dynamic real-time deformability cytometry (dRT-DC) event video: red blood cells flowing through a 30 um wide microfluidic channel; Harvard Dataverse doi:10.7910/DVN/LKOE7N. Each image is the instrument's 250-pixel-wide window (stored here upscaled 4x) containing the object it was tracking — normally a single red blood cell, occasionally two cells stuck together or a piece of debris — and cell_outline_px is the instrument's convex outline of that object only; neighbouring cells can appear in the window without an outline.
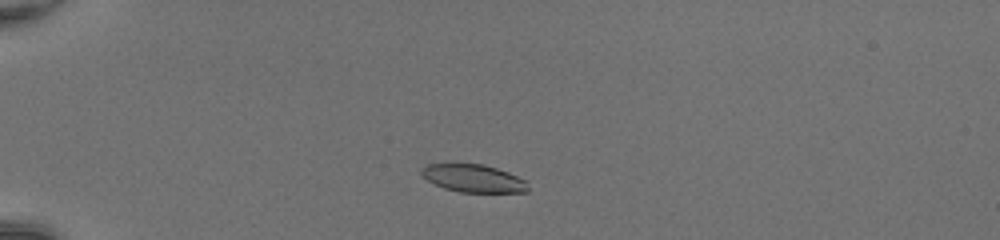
{"species": "common noctule bat (a hibernating species)", "species_latin": "Nyctalus noctula", "temperature_condition": "room temperature", "stored_images_in_passage": 43, "camera_frame_rate_fps": 3000, "um_per_image_px": 0.085, "animal": {"sex": "female", "body_mass_g": 20.0, "forearm_length_mm": 54.0}, "frame": {"image": 1, "passage_image": 7, "time_ms": 2.0, "image_size_px": [1000, 240], "cell_outline_px": [[528, 192], [460, 192], [444, 188], [428, 180], [420, 172], [420, 168], [424, 164], [444, 160], [484, 164], [508, 172], [528, 180]], "centroid_in_image_um": [40.17, 15.09], "position_along_channel_um": 44.8, "area_um2": 18.15}}
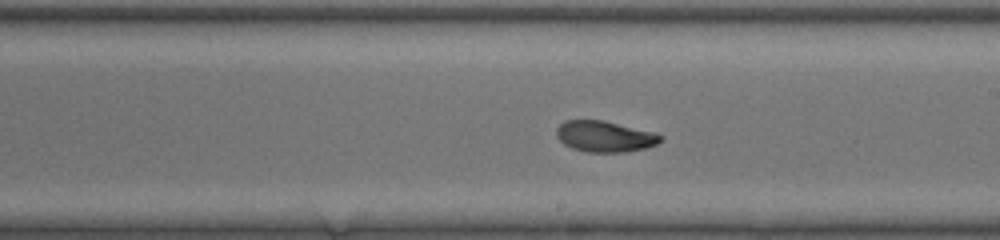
{"frame": {"image": 2, "passage_image": 24, "time_ms": 7.667, "image_size_px": [1000, 240], "cell_outline_px": [[664, 140], [656, 144], [644, 148], [624, 152], [588, 152], [572, 148], [564, 144], [556, 136], [556, 128], [564, 120], [604, 120], [652, 132], [664, 136]], "centroid_in_image_um": [51.39, 11.59], "position_along_channel_um": 237.6, "area_um2": 18.79}}
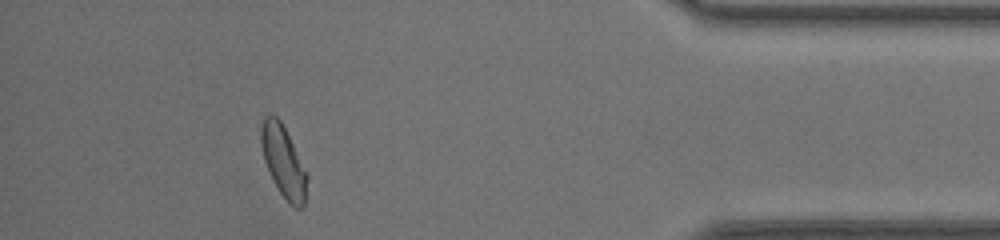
{"frame": {"image": 3, "passage_image": 39, "time_ms": 12.667, "image_size_px": [1000, 240], "cell_outline_px": [[308, 176], [304, 204], [300, 208], [296, 208], [288, 204], [272, 180], [264, 160], [260, 144], [260, 128], [264, 116], [268, 112], [276, 116], [280, 120], [308, 172]], "centroid_in_image_um": [24.08, 13.71], "position_along_channel_um": 411.1, "area_um2": 19.42}, "authors_computed_cell_mechanics": {"area_um2": 19.1318, "velocity_mm_per_s": 4.2478, "shape_relaxation_time_tau1_ms": 3.8358, "shape_relaxation_time_tau2_ms": 1.3206, "deformation_change_tau1": 0.1383, "deformation_change_tau2": 0.0608}}